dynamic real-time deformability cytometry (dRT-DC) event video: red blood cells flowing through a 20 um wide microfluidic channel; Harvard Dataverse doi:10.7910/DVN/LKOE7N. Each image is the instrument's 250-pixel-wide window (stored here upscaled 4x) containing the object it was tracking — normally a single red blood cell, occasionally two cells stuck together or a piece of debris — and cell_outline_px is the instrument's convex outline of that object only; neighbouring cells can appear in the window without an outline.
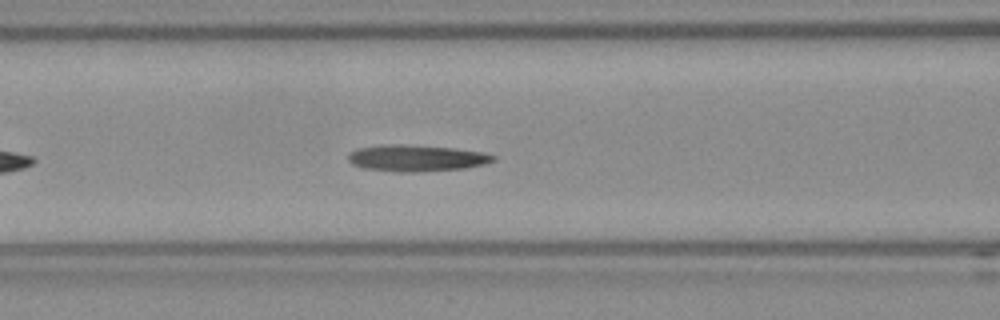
{"species": "Egyptian fruit bat (a non-hibernating species)", "species_latin": "Rousettus aegyptiacus", "temperature_condition": "room temperature", "stored_images_in_passage": 33, "camera_frame_rate_fps": 3000, "um_per_image_px": 0.085, "frame": {"image": 1, "passage_image": 10, "time_ms": 3.0, "image_size_px": [1000, 320], "cell_outline_px": [[496, 160], [484, 164], [464, 168], [420, 172], [396, 172], [364, 168], [352, 164], [348, 160], [348, 152], [356, 148], [392, 144], [404, 144], [452, 148], [484, 152], [496, 156]], "centroid_in_image_um": [35.38, 13.44], "position_along_channel_um": 131.2, "area_um2": 22.48}}